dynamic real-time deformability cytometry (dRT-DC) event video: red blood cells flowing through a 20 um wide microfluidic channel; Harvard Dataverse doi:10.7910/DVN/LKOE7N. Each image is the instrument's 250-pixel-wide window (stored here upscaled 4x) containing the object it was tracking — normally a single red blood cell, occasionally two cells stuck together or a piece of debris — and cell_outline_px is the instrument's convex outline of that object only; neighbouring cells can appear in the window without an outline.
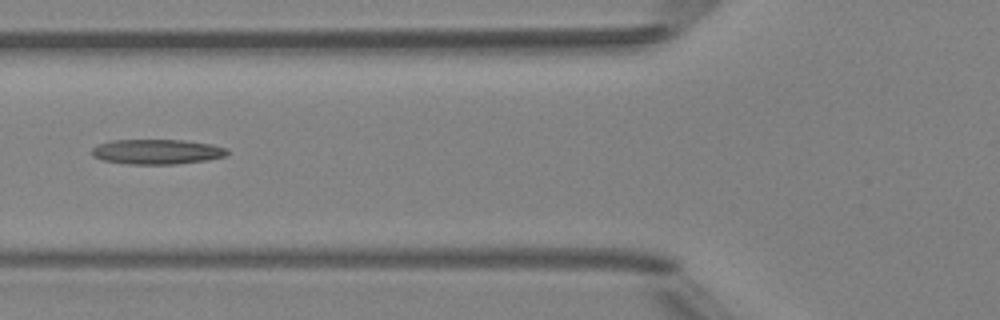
{"species": "Egyptian fruit bat (a non-hibernating species)", "species_latin": "Rousettus aegyptiacus", "temperature_condition": "room temperature", "stored_images_in_passage": 6, "camera_frame_rate_fps": 3000, "um_per_image_px": 0.085, "animal": {"sex": "female"}, "frame": {"image": 1, "passage_image": 6, "time_ms": 6.0, "image_size_px": [1000, 320], "cell_outline_px": [[228, 156], [208, 160], [176, 164], [128, 164], [104, 160], [92, 156], [92, 148], [100, 144], [112, 140], [184, 140], [212, 144], [228, 148]], "centroid_in_image_um": [13.4, 12.9], "position_along_channel_um": 112.4, "area_um2": 19.77}}